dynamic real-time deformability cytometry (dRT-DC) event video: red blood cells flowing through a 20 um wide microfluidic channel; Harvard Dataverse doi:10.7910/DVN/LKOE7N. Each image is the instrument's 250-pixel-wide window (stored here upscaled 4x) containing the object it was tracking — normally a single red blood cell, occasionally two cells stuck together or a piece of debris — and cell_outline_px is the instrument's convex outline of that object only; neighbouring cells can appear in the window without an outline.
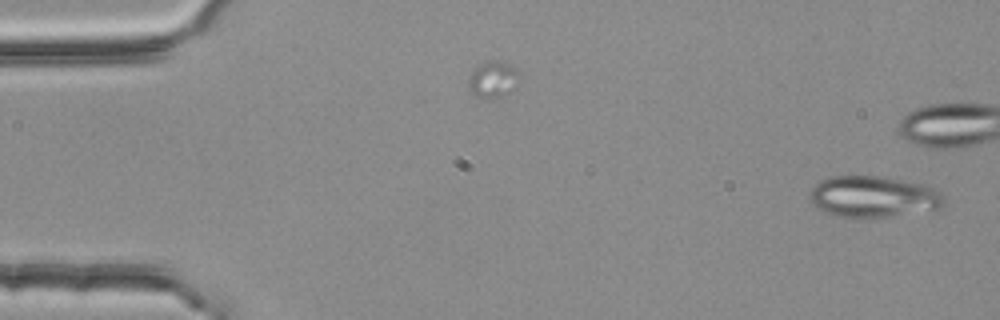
{"species": "common noctule bat (a hibernating species)", "species_latin": "Nyctalus noctula", "temperature_condition": "room temperature", "stored_images_in_passage": 2, "camera_frame_rate_fps": 3000, "um_per_image_px": 0.085, "animal": {"sex": "female", "body_mass_g": 25.1}, "frame": {"image": 1, "passage_image": 2, "time_ms": 0.333, "image_size_px": [1000, 320], "cell_outline_px": [[944, 204], [940, 208], [868, 220], [836, 216], [816, 208], [812, 200], [812, 188], [820, 180], [828, 176], [880, 176], [928, 184], [936, 188], [940, 192], [944, 200]], "centroid_in_image_um": [74.26, 16.73], "position_along_channel_um": 10.7, "area_um2": 32.83}}